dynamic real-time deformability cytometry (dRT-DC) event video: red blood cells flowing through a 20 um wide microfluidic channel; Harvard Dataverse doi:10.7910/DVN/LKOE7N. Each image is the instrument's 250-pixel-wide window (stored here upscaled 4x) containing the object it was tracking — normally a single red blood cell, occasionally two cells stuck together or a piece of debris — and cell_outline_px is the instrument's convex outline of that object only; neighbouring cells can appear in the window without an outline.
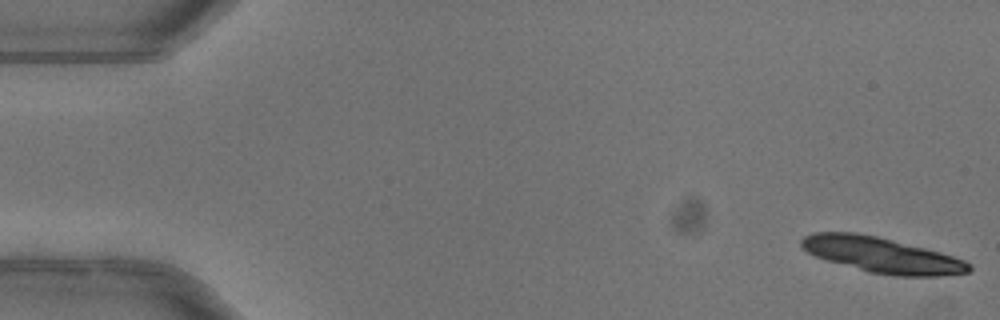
{"species": "common noctule bat (a hibernating species)", "species_latin": "Nyctalus noctula", "temperature_condition": "warm", "stored_images_in_passage": 14, "camera_frame_rate_fps": 3000, "um_per_image_px": 0.085, "animal": {"sex": "female"}, "frame": {"image": 1, "passage_image": 1, "time_ms": 0.0, "image_size_px": [1000, 320], "cell_outline_px": [[972, 268], [968, 272], [940, 276], [896, 276], [868, 272], [828, 260], [816, 256], [800, 248], [800, 240], [804, 236], [812, 232], [856, 232], [876, 236], [940, 252], [964, 260], [972, 264]], "centroid_in_image_um": [74.93, 21.67], "position_along_channel_um": 10.1, "area_um2": 34.45}}